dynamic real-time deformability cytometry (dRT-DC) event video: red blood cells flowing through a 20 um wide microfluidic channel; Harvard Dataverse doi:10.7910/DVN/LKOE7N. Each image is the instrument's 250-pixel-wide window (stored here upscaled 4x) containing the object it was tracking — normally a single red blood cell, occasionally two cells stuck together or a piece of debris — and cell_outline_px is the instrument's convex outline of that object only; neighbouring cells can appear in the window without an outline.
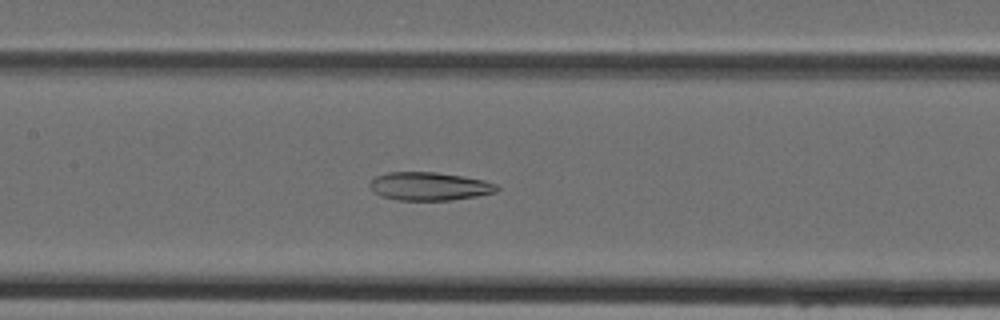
{"species": "Egyptian fruit bat (a non-hibernating species)", "species_latin": "Rousettus aegyptiacus", "temperature_condition": "cold", "stored_images_in_passage": 46, "camera_frame_rate_fps": 3000, "um_per_image_px": 0.085, "animal": {"sex": "female"}, "frame": {"image": 1, "passage_image": 22, "time_ms": 7.0, "image_size_px": [1000, 320], "cell_outline_px": [[500, 188], [496, 192], [476, 196], [448, 200], [400, 200], [380, 196], [368, 184], [376, 176], [388, 172], [436, 172], [464, 176], [484, 180], [496, 184]], "centroid_in_image_um": [36.52, 15.83], "position_along_channel_um": 170.9, "area_um2": 20.81}}
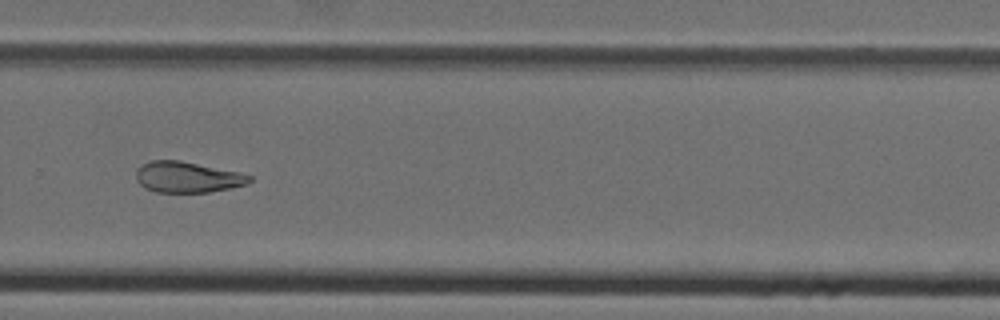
{"frame": {"image": 2, "passage_image": 32, "time_ms": 10.333, "image_size_px": [1000, 320], "cell_outline_px": [[252, 180], [248, 184], [208, 192], [156, 192], [144, 188], [136, 180], [136, 168], [140, 164], [148, 160], [180, 160], [240, 172], [252, 176]], "centroid_in_image_um": [15.89, 15.04], "position_along_channel_um": 313.9, "area_um2": 20.63}}
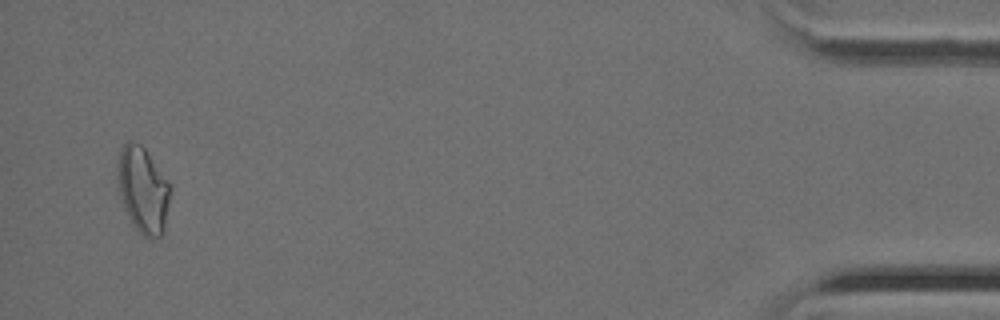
{"frame": {"image": 3, "passage_image": 45, "time_ms": 14.667, "image_size_px": [1000, 320], "cell_outline_px": [[172, 188], [164, 228], [160, 236], [148, 240], [132, 224], [124, 208], [120, 196], [120, 148], [128, 140], [132, 140], [140, 144], [144, 148], [168, 180]], "centroid_in_image_um": [12.2, 16.17], "position_along_channel_um": 423.0, "area_um2": 25.95}}